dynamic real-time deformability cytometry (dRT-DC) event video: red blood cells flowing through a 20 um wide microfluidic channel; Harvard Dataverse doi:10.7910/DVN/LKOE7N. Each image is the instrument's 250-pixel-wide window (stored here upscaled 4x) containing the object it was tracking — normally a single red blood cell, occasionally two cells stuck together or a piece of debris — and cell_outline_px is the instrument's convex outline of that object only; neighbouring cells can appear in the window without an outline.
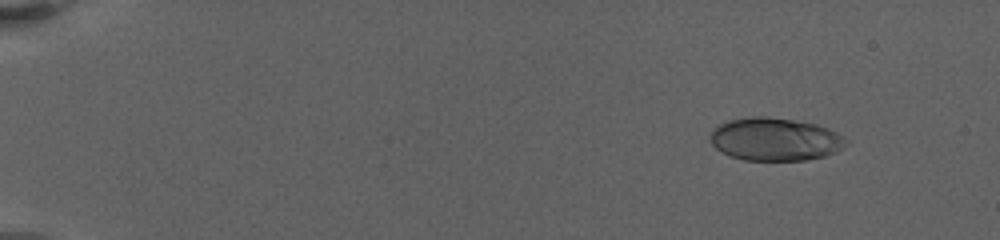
{"species": "human", "species_latin": "Homo sapiens", "temperature_condition": "warm", "stored_images_in_passage": 40, "camera_frame_rate_fps": 3000, "um_per_image_px": 0.085, "donor": {"sex": "female"}, "frame": {"image": 1, "passage_image": 5, "time_ms": 2.333, "image_size_px": [1000, 240], "cell_outline_px": [[848, 144], [836, 152], [824, 156], [804, 160], [744, 160], [720, 152], [712, 144], [708, 136], [720, 124], [728, 120], [748, 116], [764, 116], [792, 120], [816, 124], [828, 128], [836, 132], [848, 140]], "centroid_in_image_um": [65.87, 11.84], "position_along_channel_um": 19.1, "area_um2": 33.99}}
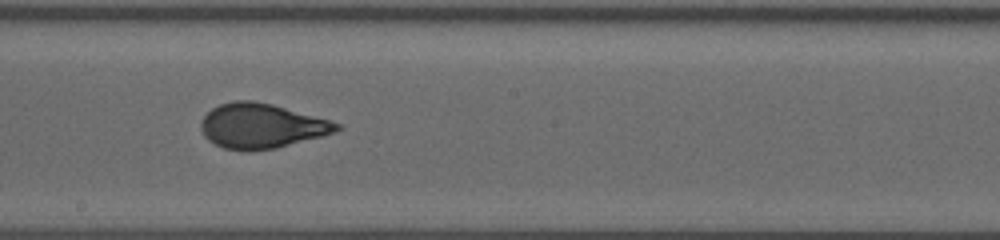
{"frame": {"image": 2, "passage_image": 24, "time_ms": 13.333, "image_size_px": [1000, 240], "cell_outline_px": [[344, 128], [336, 132], [276, 148], [224, 148], [208, 140], [204, 136], [200, 128], [200, 124], [204, 116], [212, 108], [220, 104], [236, 100], [252, 100], [272, 104], [328, 120], [340, 124]], "centroid_in_image_um": [22.22, 10.67], "position_along_channel_um": 226.0, "area_um2": 34.56}}
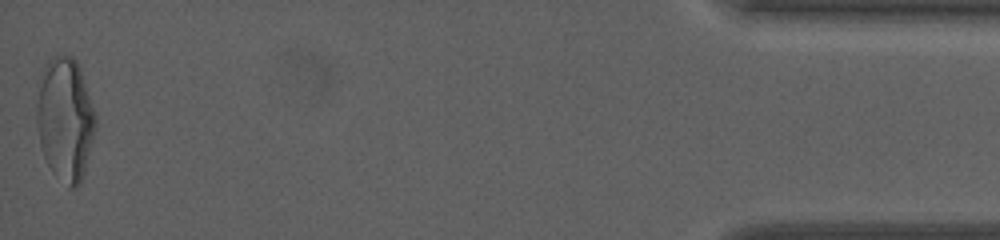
{"frame": {"image": 3, "passage_image": 40, "time_ms": 22.333, "image_size_px": [1000, 240], "cell_outline_px": [[96, 124], [84, 172], [80, 184], [72, 188], [68, 188], [52, 172], [44, 156], [40, 144], [36, 124], [36, 108], [44, 64], [52, 56], [72, 56], [76, 60], [96, 112]], "centroid_in_image_um": [5.53, 10.14], "position_along_channel_um": 429.7, "area_um2": 42.02}, "authors_computed_cell_mechanics": {"area_um2": 34.7089, "velocity_mm_per_s": 3.1569, "shape_relaxation_time_tau1_ms": 5.5615, "shape_relaxation_time_tau2_ms": null, "deformation_change_tau1": 0.1993, "deformation_change_tau2": null}}